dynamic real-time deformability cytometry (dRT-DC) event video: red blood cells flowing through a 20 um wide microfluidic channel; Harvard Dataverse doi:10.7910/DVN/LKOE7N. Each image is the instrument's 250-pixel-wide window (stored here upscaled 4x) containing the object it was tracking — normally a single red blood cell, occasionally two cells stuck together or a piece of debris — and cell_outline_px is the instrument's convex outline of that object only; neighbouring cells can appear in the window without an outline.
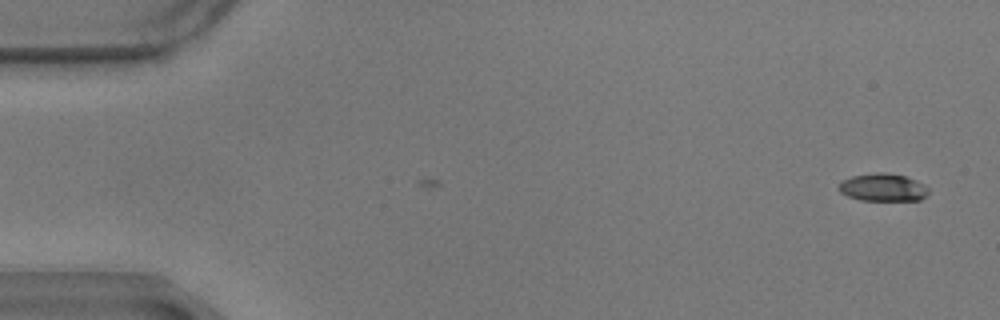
{"species": "common noctule bat (a hibernating species)", "species_latin": "Nyctalus noctula", "temperature_condition": "warm", "stored_images_in_passage": 7, "camera_frame_rate_fps": 3000, "um_per_image_px": 0.085, "animal": {"sex": "male", "body_mass_g": 17.9}, "frame": {"image": 1, "passage_image": 7, "time_ms": 2.0, "image_size_px": [1000, 320], "cell_outline_px": [[928, 192], [920, 200], [860, 200], [848, 196], [840, 192], [836, 188], [840, 180], [852, 176], [876, 172], [884, 172], [904, 176], [916, 180], [924, 184], [928, 188]], "centroid_in_image_um": [74.99, 15.92], "position_along_channel_um": 10.0, "area_um2": 14.57}}